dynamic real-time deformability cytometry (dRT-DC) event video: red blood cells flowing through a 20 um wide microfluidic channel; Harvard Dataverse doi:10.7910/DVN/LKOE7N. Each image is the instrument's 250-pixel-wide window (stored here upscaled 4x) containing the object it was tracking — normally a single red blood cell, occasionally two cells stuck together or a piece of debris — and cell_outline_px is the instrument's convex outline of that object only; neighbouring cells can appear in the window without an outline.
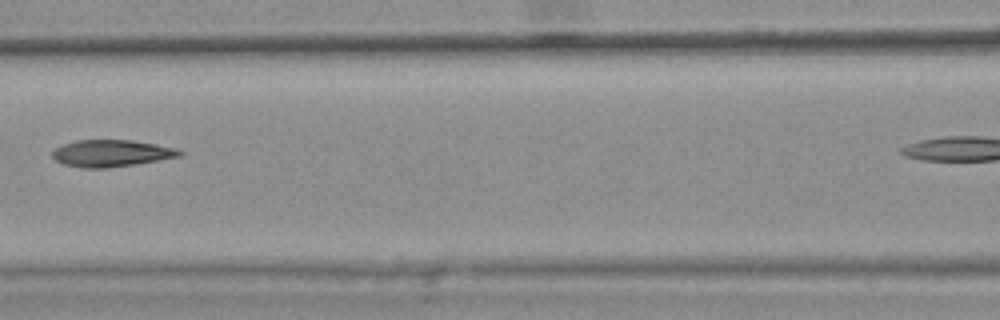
{"species": "common noctule bat (a hibernating species)", "species_latin": "Nyctalus noctula", "temperature_condition": "warm", "stored_images_in_passage": 8, "camera_frame_rate_fps": 3000, "um_per_image_px": 0.085, "animal": {"sex": "female", "body_mass_g": 25.1}, "frame": {"image": 1, "passage_image": 6, "time_ms": 1.667, "image_size_px": [1000, 320], "cell_outline_px": [[184, 152], [180, 156], [136, 164], [108, 168], [84, 168], [64, 164], [56, 160], [52, 156], [52, 152], [60, 144], [76, 140], [132, 140], [156, 144], [176, 148]], "centroid_in_image_um": [9.45, 13.02], "position_along_channel_um": 157.1, "area_um2": 19.94}}